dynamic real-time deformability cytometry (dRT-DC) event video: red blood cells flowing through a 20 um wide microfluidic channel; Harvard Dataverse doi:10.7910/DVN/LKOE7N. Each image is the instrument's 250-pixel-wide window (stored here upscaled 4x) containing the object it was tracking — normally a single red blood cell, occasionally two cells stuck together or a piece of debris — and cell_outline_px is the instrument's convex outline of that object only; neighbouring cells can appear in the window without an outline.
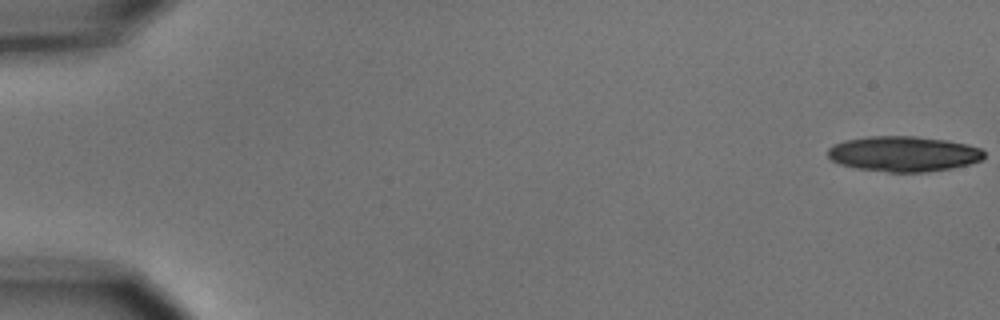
{"species": "common noctule bat (a hibernating species)", "species_latin": "Nyctalus noctula", "temperature_condition": "cold", "stored_images_in_passage": 7, "camera_frame_rate_fps": 3000, "um_per_image_px": 0.085, "animal": {"sex": "male", "body_mass_g": 15.6}, "frame": {"image": 1, "passage_image": 1, "time_ms": 0.0, "image_size_px": [1000, 320], "cell_outline_px": [[984, 156], [980, 160], [968, 164], [952, 168], [924, 172], [888, 172], [856, 168], [840, 164], [832, 160], [828, 156], [828, 148], [832, 144], [844, 140], [868, 136], [916, 136], [948, 140], [968, 144], [980, 148], [984, 152]], "centroid_in_image_um": [76.78, 13.07], "position_along_channel_um": 8.2, "area_um2": 32.31}}